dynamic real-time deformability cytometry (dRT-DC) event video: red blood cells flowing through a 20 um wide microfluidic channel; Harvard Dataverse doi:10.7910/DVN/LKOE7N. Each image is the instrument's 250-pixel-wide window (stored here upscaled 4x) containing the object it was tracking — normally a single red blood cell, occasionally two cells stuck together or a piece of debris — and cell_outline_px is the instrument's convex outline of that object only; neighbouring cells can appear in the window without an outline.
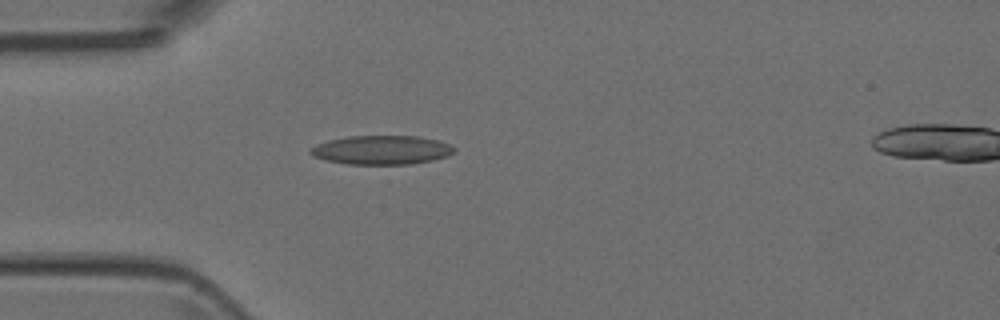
{"species": "Egyptian fruit bat (a non-hibernating species)", "species_latin": "Rousettus aegyptiacus", "temperature_condition": "room temperature", "stored_images_in_passage": 2, "camera_frame_rate_fps": 3000, "um_per_image_px": 0.085, "animal": {"sex": "female"}, "frame": {"image": 1, "passage_image": 1, "time_ms": 0.0, "image_size_px": [1000, 320], "cell_outline_px": [[456, 148], [448, 156], [432, 160], [412, 164], [348, 164], [328, 160], [312, 156], [308, 152], [316, 144], [328, 140], [348, 136], [420, 136], [440, 140]], "centroid_in_image_um": [32.45, 12.74], "position_along_channel_um": 52.6, "area_um2": 24.28}}